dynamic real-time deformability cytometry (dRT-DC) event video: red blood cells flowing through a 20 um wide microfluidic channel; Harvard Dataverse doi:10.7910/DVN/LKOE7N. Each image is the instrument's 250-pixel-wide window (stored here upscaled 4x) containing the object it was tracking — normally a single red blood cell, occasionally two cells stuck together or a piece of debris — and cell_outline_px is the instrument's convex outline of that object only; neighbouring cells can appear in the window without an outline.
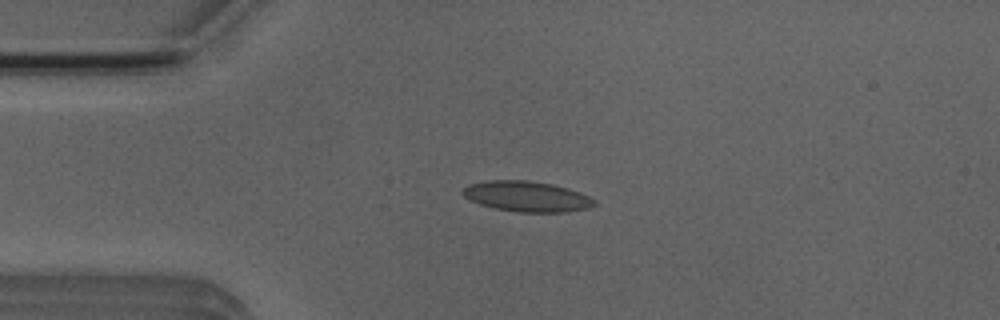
{"species": "Egyptian fruit bat (a non-hibernating species)", "species_latin": "Rousettus aegyptiacus", "temperature_condition": "room temperature", "stored_images_in_passage": 4, "camera_frame_rate_fps": 3000, "um_per_image_px": 0.085, "animal": {"sex": "male"}, "frame": {"image": 1, "passage_image": 2, "time_ms": 1.0, "image_size_px": [1000, 320], "cell_outline_px": [[596, 204], [588, 208], [568, 212], [516, 212], [492, 208], [480, 204], [464, 196], [460, 192], [468, 184], [488, 180], [528, 180], [552, 184], [568, 188], [588, 196], [596, 200]], "centroid_in_image_um": [44.77, 16.7], "position_along_channel_um": 40.2, "area_um2": 23.47}}